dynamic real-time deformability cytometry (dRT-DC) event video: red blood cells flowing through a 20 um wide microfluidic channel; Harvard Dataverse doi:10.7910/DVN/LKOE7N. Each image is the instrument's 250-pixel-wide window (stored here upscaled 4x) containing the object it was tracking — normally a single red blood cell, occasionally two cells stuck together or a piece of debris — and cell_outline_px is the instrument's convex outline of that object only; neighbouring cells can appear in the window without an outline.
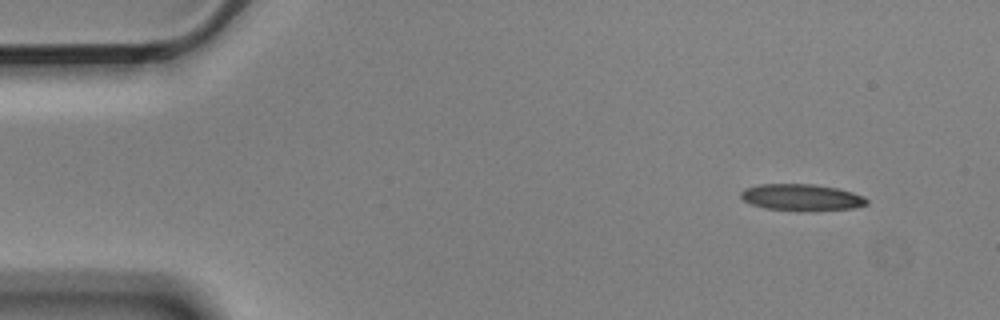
{"species": "Egyptian fruit bat (a non-hibernating species)", "species_latin": "Rousettus aegyptiacus", "temperature_condition": "cold", "stored_images_in_passage": 4, "camera_frame_rate_fps": 3000, "um_per_image_px": 0.085, "animal": {"sex": "male"}, "frame": {"image": 1, "passage_image": 1, "time_ms": 0.0, "image_size_px": [1000, 320], "cell_outline_px": [[868, 204], [852, 208], [764, 208], [752, 204], [744, 200], [740, 196], [740, 192], [744, 188], [760, 184], [812, 184], [836, 188], [852, 192], [864, 196], [868, 200]], "centroid_in_image_um": [68.09, 16.72], "position_along_channel_um": 16.9, "area_um2": 18.44}}
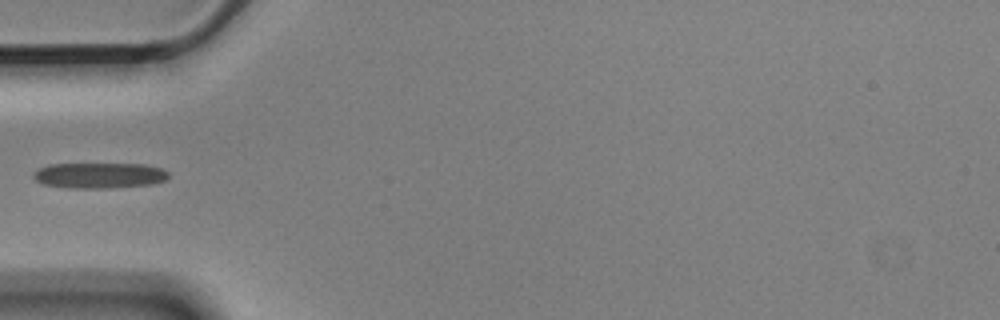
{"frame": {"image": 2, "passage_image": 4, "time_ms": 1.0, "image_size_px": [1000, 320], "cell_outline_px": [[168, 176], [164, 180], [152, 184], [104, 188], [76, 188], [44, 184], [36, 180], [32, 176], [32, 172], [48, 164], [144, 164], [160, 168], [168, 172]], "centroid_in_image_um": [8.42, 14.9], "position_along_channel_um": 76.6, "area_um2": 19.94}}